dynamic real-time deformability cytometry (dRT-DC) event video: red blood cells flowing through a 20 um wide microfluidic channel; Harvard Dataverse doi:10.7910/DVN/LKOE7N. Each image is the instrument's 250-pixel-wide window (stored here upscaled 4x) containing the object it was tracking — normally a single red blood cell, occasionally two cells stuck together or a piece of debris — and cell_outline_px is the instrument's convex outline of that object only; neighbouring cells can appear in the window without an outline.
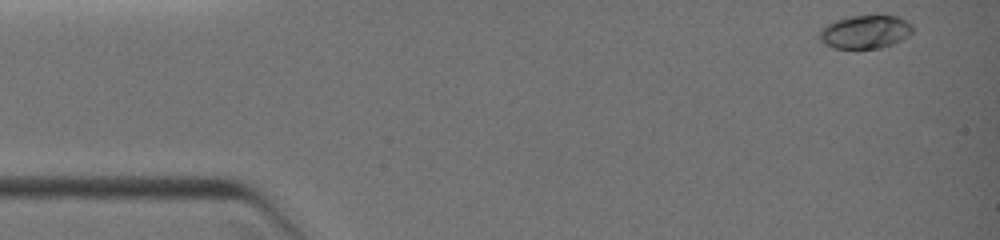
{"species": "common noctule bat (a hibernating species)", "species_latin": "Nyctalus noctula", "temperature_condition": "warm", "stored_images_in_passage": 11, "camera_frame_rate_fps": 3000, "um_per_image_px": 0.085, "animal": {"sex": "female", "body_mass_g": 19.0, "forearm_length_mm": 51.5}, "frame": {"image": 1, "passage_image": 1, "time_ms": 0.0, "image_size_px": [1000, 240], "cell_outline_px": [[912, 32], [908, 36], [892, 44], [880, 48], [832, 48], [824, 44], [816, 36], [820, 28], [836, 20], [848, 16], [900, 16], [912, 24]], "centroid_in_image_um": [73.5, 2.71], "position_along_channel_um": 11.5, "area_um2": 18.21}}
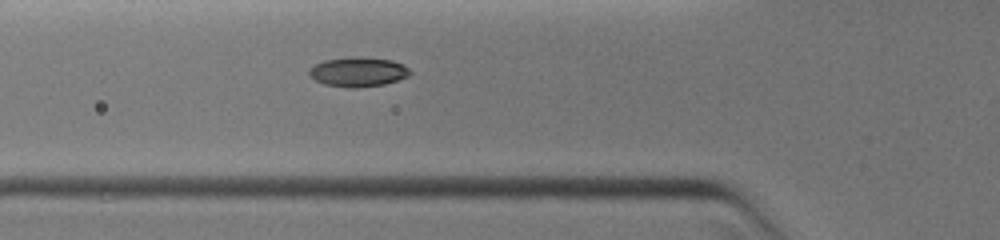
{"frame": {"image": 2, "passage_image": 8, "time_ms": 4.0, "image_size_px": [1000, 240], "cell_outline_px": [[412, 72], [408, 76], [384, 84], [352, 88], [348, 88], [324, 84], [308, 76], [308, 72], [316, 64], [324, 60], [352, 56], [360, 56], [392, 60], [404, 64]], "centroid_in_image_um": [30.44, 6.1], "position_along_channel_um": 95.4, "area_um2": 17.4}}
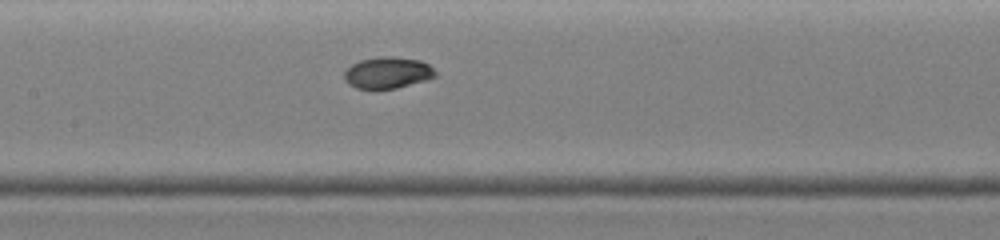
{"frame": {"image": 3, "passage_image": 11, "time_ms": 5.667, "image_size_px": [1000, 240], "cell_outline_px": [[436, 76], [428, 80], [396, 88], [376, 92], [372, 92], [356, 88], [348, 84], [344, 80], [344, 72], [352, 64], [360, 60], [380, 56], [392, 56], [420, 60], [428, 64], [436, 72]], "centroid_in_image_um": [32.91, 6.22], "position_along_channel_um": 174.5, "area_um2": 17.34}}